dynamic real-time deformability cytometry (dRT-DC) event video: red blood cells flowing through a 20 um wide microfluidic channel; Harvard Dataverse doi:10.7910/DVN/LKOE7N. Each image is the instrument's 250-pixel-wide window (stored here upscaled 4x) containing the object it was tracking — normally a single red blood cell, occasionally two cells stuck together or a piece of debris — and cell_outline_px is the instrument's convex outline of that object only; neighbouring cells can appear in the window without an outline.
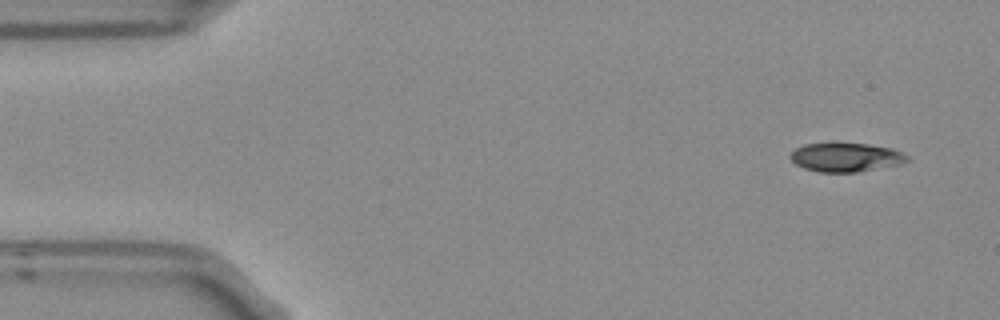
{"species": "Egyptian fruit bat (a non-hibernating species)", "species_latin": "Rousettus aegyptiacus", "temperature_condition": "room temperature", "stored_images_in_passage": 4, "camera_frame_rate_fps": 3000, "um_per_image_px": 0.085, "frame": {"image": 1, "passage_image": 1, "time_ms": 0.0, "image_size_px": [1000, 320], "cell_outline_px": [[912, 160], [904, 164], [856, 172], [820, 172], [804, 168], [796, 164], [788, 156], [796, 148], [804, 144], [832, 140], [836, 140], [868, 144], [892, 148], [904, 152], [912, 156]], "centroid_in_image_um": [71.96, 13.32], "position_along_channel_um": 13.0, "area_um2": 20.81}}
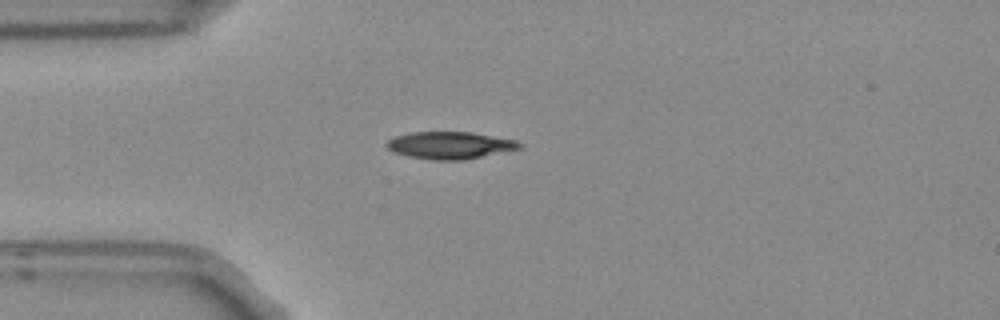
{"frame": {"image": 2, "passage_image": 3, "time_ms": 0.667, "image_size_px": [1000, 320], "cell_outline_px": [[524, 148], [464, 160], [432, 160], [408, 156], [392, 152], [384, 144], [388, 140], [396, 136], [412, 132], [472, 132], [516, 140], [524, 144]], "centroid_in_image_um": [38.28, 12.35], "position_along_channel_um": 46.7, "area_um2": 21.27}}